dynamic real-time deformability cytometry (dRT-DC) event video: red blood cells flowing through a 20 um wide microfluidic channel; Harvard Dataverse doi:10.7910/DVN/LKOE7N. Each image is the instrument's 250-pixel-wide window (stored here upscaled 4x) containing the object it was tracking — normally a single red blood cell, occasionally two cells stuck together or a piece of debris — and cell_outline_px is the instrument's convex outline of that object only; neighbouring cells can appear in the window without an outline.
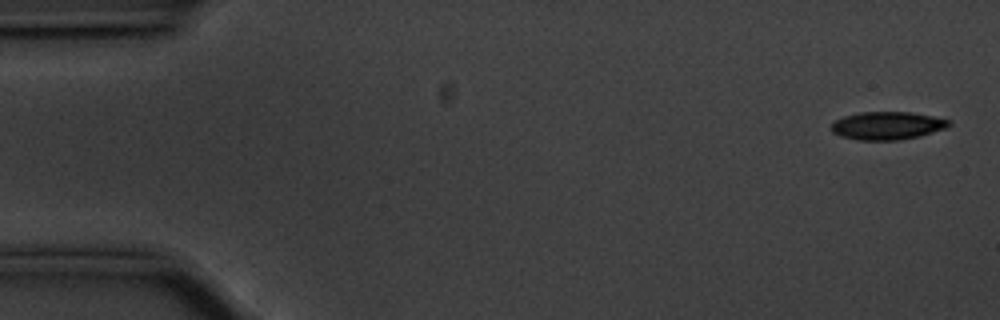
{"species": "common noctule bat (a hibernating species)", "species_latin": "Nyctalus noctula", "temperature_condition": "cold", "stored_images_in_passage": 56, "camera_frame_rate_fps": 3000, "um_per_image_px": 0.085, "animal": {"sex": "male", "body_mass_g": 20.1, "forearm_length_mm": 53.5}, "frame": {"image": 1, "passage_image": 2, "time_ms": 0.333, "image_size_px": [1000, 320], "cell_outline_px": [[952, 124], [948, 128], [920, 136], [900, 140], [856, 140], [840, 136], [832, 132], [832, 124], [836, 120], [844, 116], [860, 112], [912, 112], [932, 116], [948, 120]], "centroid_in_image_um": [75.44, 10.68], "position_along_channel_um": 9.6, "area_um2": 19.25}}
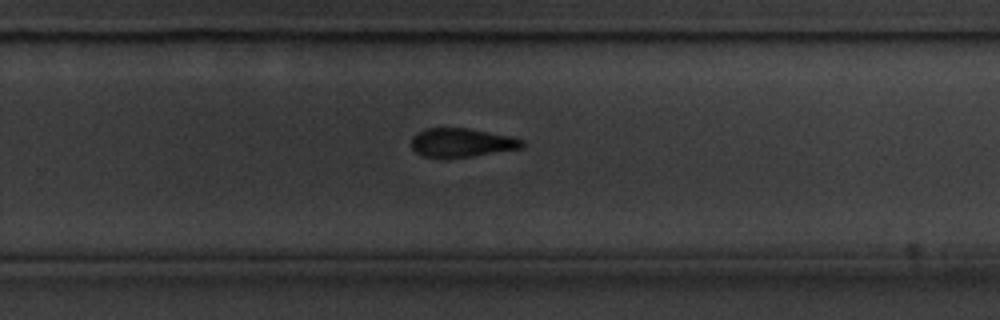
{"frame": {"image": 2, "passage_image": 36, "time_ms": 11.667, "image_size_px": [1000, 320], "cell_outline_px": [[524, 144], [520, 148], [472, 156], [420, 156], [412, 148], [412, 136], [416, 132], [424, 128], [468, 128], [508, 136], [524, 140]], "centroid_in_image_um": [39.19, 12.1], "position_along_channel_um": 290.6, "area_um2": 18.15}}
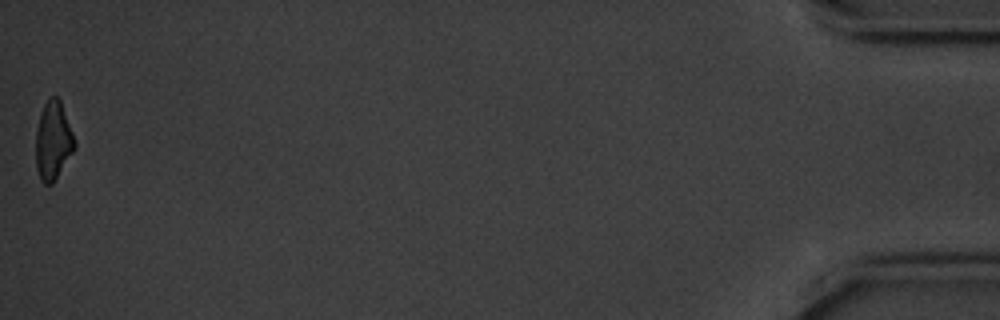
{"frame": {"image": 3, "passage_image": 56, "time_ms": 18.333, "image_size_px": [1000, 320], "cell_outline_px": [[76, 148], [52, 184], [44, 184], [40, 180], [36, 168], [36, 132], [40, 112], [48, 96], [56, 96], [60, 100], [72, 132], [76, 144]], "centroid_in_image_um": [4.5, 11.96], "position_along_channel_um": 430.7, "area_um2": 17.74}, "authors_computed_cell_mechanics": {"area_um2": 19.5075, "velocity_mm_per_s": 3.5543, "shape_relaxation_time_tau1_ms": 2.9543, "shape_relaxation_time_tau2_ms": null, "deformation_change_tau1": 0.1211, "deformation_change_tau2": null}}